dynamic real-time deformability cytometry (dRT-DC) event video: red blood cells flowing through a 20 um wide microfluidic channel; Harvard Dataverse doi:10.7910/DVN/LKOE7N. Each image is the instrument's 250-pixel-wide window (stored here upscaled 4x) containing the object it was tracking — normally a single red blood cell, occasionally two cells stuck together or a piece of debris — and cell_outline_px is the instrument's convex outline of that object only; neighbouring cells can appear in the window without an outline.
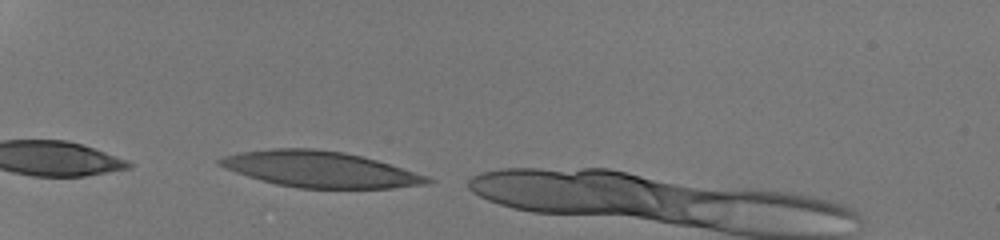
{"species": "human", "species_latin": "Homo sapiens", "temperature_condition": "room temperature", "stored_images_in_passage": 28, "camera_frame_rate_fps": 3000, "um_per_image_px": 0.085, "donor": {"sex": "male"}, "frame": {"image": 1, "passage_image": 1, "time_ms": 0.0, "image_size_px": [1000, 240], "cell_outline_px": [[436, 180], [428, 184], [392, 188], [300, 188], [276, 184], [260, 180], [224, 168], [216, 164], [216, 160], [224, 156], [240, 152], [272, 148], [312, 148], [344, 152], [376, 160], [428, 176]], "centroid_in_image_um": [27.19, 14.39], "position_along_channel_um": 57.8, "area_um2": 43.47}}
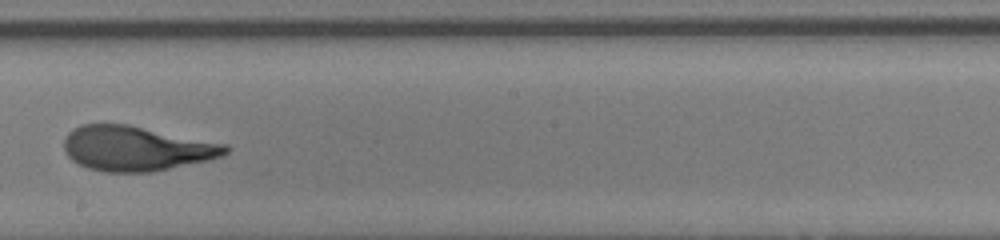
{"frame": {"image": 2, "passage_image": 16, "time_ms": 5.0, "image_size_px": [1000, 240], "cell_outline_px": [[232, 148], [228, 152], [220, 156], [208, 160], [152, 172], [104, 172], [88, 168], [72, 160], [64, 152], [64, 140], [68, 132], [72, 128], [80, 124], [128, 124], [228, 144]], "centroid_in_image_um": [11.58, 12.61], "position_along_channel_um": 236.6, "area_um2": 42.37}}
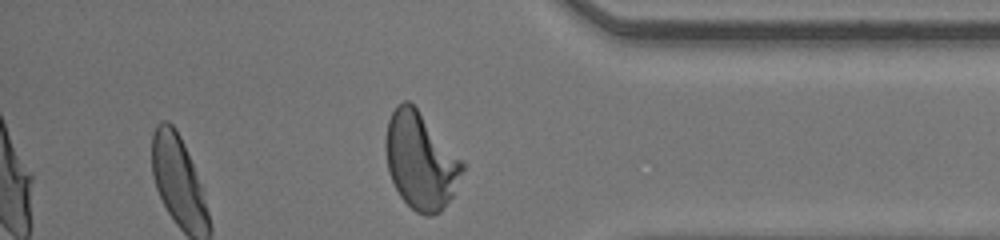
{"frame": {"image": 3, "passage_image": 28, "time_ms": 9.0, "image_size_px": [1000, 240], "cell_outline_px": [[464, 168], [452, 196], [440, 212], [432, 216], [424, 216], [416, 212], [400, 196], [388, 172], [384, 148], [384, 140], [388, 120], [396, 104], [404, 100], [408, 100], [416, 108], [464, 164]], "centroid_in_image_um": [35.7, 13.69], "position_along_channel_um": 399.5, "area_um2": 42.66}, "authors_computed_cell_mechanics": {"area_um2": 42.483, "velocity_mm_per_s": 4.274, "shape_relaxation_time_tau1_ms": 5.3915, "shape_relaxation_time_tau2_ms": 0.8518, "deformation_change_tau1": 0.2809, "deformation_change_tau2": 0.0856}}